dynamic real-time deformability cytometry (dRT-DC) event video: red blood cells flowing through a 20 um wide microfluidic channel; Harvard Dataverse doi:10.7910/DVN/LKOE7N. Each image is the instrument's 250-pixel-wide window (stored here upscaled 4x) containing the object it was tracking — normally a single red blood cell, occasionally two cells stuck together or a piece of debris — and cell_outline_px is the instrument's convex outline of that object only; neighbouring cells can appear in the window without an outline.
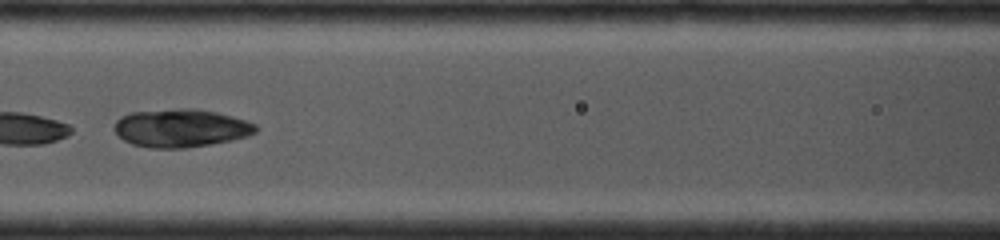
{"species": "common noctule bat (a hibernating species)", "species_latin": "Nyctalus noctula", "temperature_condition": "cold", "stored_images_in_passage": 18, "camera_frame_rate_fps": 4000, "um_per_image_px": 0.085, "animal": {"sex": "female", "body_mass_g": 19.0, "forearm_length_mm": 53.3}, "frame": {"image": 1, "passage_image": 6, "time_ms": 2.0, "image_size_px": [1000, 240], "cell_outline_px": [[260, 128], [256, 132], [248, 136], [232, 140], [184, 148], [148, 148], [132, 144], [124, 140], [112, 128], [116, 120], [120, 116], [132, 112], [180, 108], [196, 108], [216, 112], [232, 116], [256, 124]], "centroid_in_image_um": [15.37, 10.88], "position_along_channel_um": 151.2, "area_um2": 31.56}}